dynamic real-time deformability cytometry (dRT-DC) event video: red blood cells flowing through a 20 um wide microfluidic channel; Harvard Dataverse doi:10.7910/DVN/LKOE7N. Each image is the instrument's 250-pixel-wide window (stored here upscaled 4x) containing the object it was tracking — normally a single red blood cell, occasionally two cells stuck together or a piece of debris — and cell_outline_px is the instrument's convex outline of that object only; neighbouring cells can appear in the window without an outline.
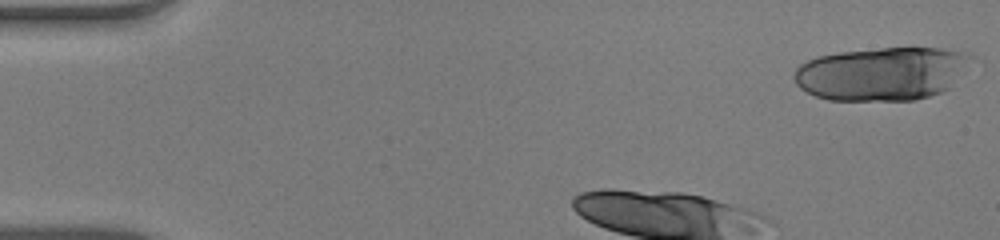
{"species": "human", "species_latin": "Homo sapiens", "temperature_condition": "warm", "stored_images_in_passage": 37, "camera_frame_rate_fps": 3000, "um_per_image_px": 0.085, "donor": {"sex": "male"}, "frame": {"image": 1, "passage_image": 1, "time_ms": 0.0, "image_size_px": [1000, 240], "cell_outline_px": [[984, 64], [952, 88], [916, 100], [828, 100], [816, 96], [800, 88], [796, 84], [792, 76], [796, 68], [800, 64], [816, 56], [840, 52], [908, 44], [912, 44], [972, 52]], "centroid_in_image_um": [75.27, 6.19], "position_along_channel_um": 9.7, "area_um2": 58.55}, "authors_computed_cell_mechanics": {"area_um2": 32.5992, "velocity_mm_per_s": 3.8704, "shape_relaxation_time_tau1_ms": 3.134, "shape_relaxation_time_tau2_ms": null, "deformation_change_tau1": 0.1008, "deformation_change_tau2": null}}